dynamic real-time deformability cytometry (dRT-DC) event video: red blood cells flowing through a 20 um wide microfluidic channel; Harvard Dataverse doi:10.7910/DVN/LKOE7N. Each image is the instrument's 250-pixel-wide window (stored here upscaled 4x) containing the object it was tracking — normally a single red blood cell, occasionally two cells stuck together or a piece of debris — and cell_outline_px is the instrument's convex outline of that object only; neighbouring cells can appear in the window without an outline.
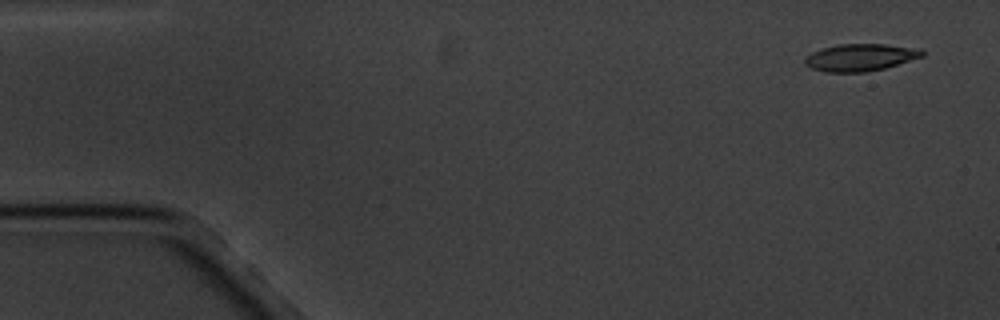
{"species": "common noctule bat (a hibernating species)", "species_latin": "Nyctalus noctula", "temperature_condition": "cold", "stored_images_in_passage": 4, "camera_frame_rate_fps": 3000, "um_per_image_px": 0.085, "animal": {"sex": "male", "body_mass_g": 20.1, "forearm_length_mm": 53.5}, "frame": {"image": 1, "passage_image": 1, "time_ms": 0.0, "image_size_px": [1000, 320], "cell_outline_px": [[924, 56], [884, 68], [864, 72], [824, 72], [812, 68], [804, 64], [804, 60], [812, 52], [824, 48], [840, 44], [884, 44], [920, 48], [924, 52]], "centroid_in_image_um": [73.14, 4.88], "position_along_channel_um": 11.9, "area_um2": 18.44}}
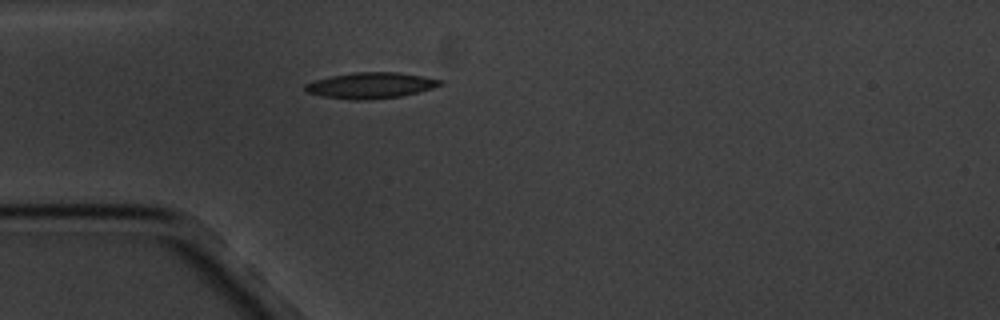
{"frame": {"image": 2, "passage_image": 4, "time_ms": 4.333, "image_size_px": [1000, 320], "cell_outline_px": [[444, 84], [432, 88], [404, 96], [368, 100], [352, 100], [324, 96], [304, 92], [304, 84], [316, 80], [332, 76], [356, 72], [396, 72], [444, 80]], "centroid_in_image_um": [31.52, 7.27], "position_along_channel_um": 53.5, "area_um2": 20.4}}